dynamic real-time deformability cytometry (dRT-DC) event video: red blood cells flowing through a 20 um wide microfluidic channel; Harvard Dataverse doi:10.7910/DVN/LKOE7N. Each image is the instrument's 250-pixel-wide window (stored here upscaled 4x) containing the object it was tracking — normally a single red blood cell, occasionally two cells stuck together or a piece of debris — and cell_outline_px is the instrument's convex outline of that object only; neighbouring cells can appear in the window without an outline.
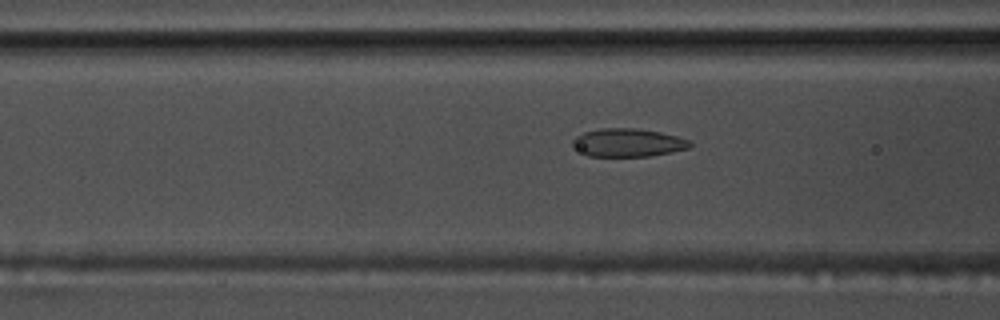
{"species": "common noctule bat (a hibernating species)", "species_latin": "Nyctalus noctula", "temperature_condition": "warm", "stored_images_in_passage": 56, "camera_frame_rate_fps": 3000, "um_per_image_px": 0.085, "animal": {"sex": "male", "body_mass_g": 17.5, "forearm_length_mm": 52.3}, "frame": {"image": 1, "passage_image": 22, "time_ms": 7.0, "image_size_px": [1000, 320], "cell_outline_px": [[692, 144], [688, 148], [672, 152], [648, 156], [588, 156], [572, 148], [572, 140], [576, 136], [584, 132], [600, 128], [636, 128], [660, 132], [676, 136], [688, 140]], "centroid_in_image_um": [53.32, 12.12], "position_along_channel_um": 113.3, "area_um2": 19.31}}
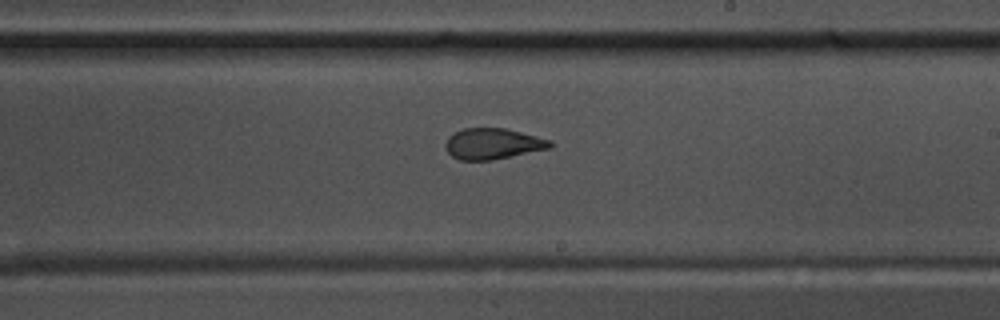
{"frame": {"image": 2, "passage_image": 33, "time_ms": 10.667, "image_size_px": [1000, 320], "cell_outline_px": [[552, 148], [492, 160], [460, 160], [452, 156], [448, 152], [444, 144], [448, 136], [464, 128], [504, 128], [552, 140]], "centroid_in_image_um": [41.89, 12.22], "position_along_channel_um": 247.1, "area_um2": 18.84}}
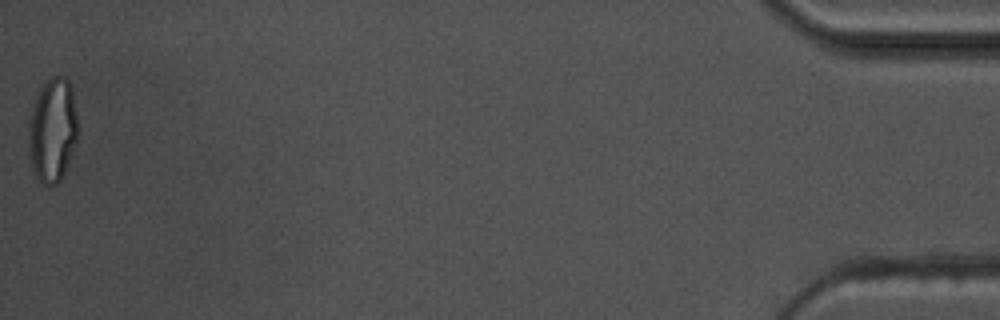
{"frame": {"image": 3, "passage_image": 56, "time_ms": 18.333, "image_size_px": [1000, 320], "cell_outline_px": [[80, 132], [76, 144], [64, 172], [60, 180], [56, 184], [48, 188], [36, 176], [32, 168], [28, 144], [28, 116], [36, 96], [40, 88], [52, 76], [64, 76], [72, 84]], "centroid_in_image_um": [4.49, 11.04], "position_along_channel_um": 430.7, "area_um2": 30.69}, "authors_computed_cell_mechanics": {"area_um2": 20.2589, "velocity_mm_per_s": 3.6633, "shape_relaxation_time_tau1_ms": 9.7672, "shape_relaxation_time_tau2_ms": 1.0759, "deformation_change_tau1": 0.2457, "deformation_change_tau2": 0.081}}